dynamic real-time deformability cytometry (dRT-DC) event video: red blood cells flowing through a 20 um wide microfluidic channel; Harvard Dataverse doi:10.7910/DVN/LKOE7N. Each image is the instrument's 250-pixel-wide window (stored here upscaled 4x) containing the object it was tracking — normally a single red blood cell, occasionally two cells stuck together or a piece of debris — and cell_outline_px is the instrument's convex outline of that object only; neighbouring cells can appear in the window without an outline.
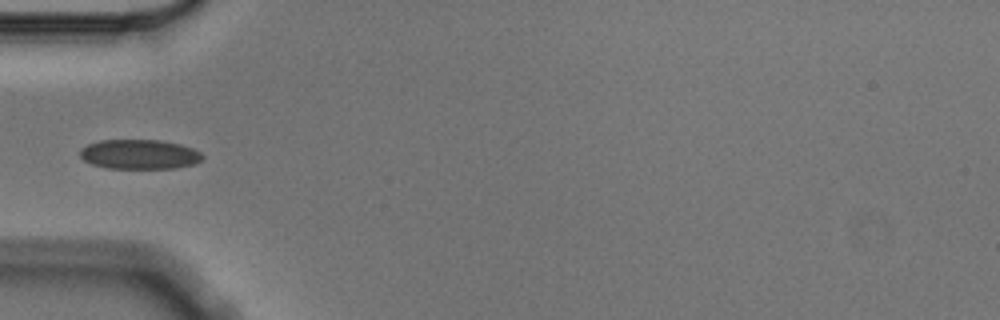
{"species": "Egyptian fruit bat (a non-hibernating species)", "species_latin": "Rousettus aegyptiacus", "temperature_condition": "cold", "stored_images_in_passage": 8, "camera_frame_rate_fps": 3000, "um_per_image_px": 0.085, "animal": {"sex": "male"}, "frame": {"image": 1, "passage_image": 4, "time_ms": 1.0, "image_size_px": [1000, 320], "cell_outline_px": [[204, 156], [196, 164], [176, 168], [108, 168], [92, 164], [84, 160], [80, 156], [80, 148], [88, 144], [100, 140], [160, 140], [180, 144], [192, 148], [200, 152]], "centroid_in_image_um": [11.86, 13.11], "position_along_channel_um": 73.1, "area_um2": 21.15}}
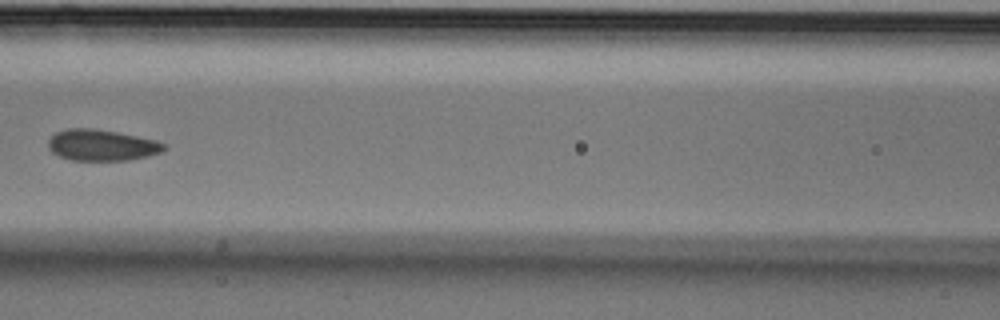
{"frame": {"image": 2, "passage_image": 6, "time_ms": 1.667, "image_size_px": [1000, 320], "cell_outline_px": [[168, 148], [160, 152], [148, 156], [128, 160], [72, 160], [60, 156], [52, 152], [48, 148], [48, 140], [56, 132], [68, 128], [96, 128], [156, 140], [168, 144]], "centroid_in_image_um": [8.66, 12.33], "position_along_channel_um": 157.9, "area_um2": 21.1}}
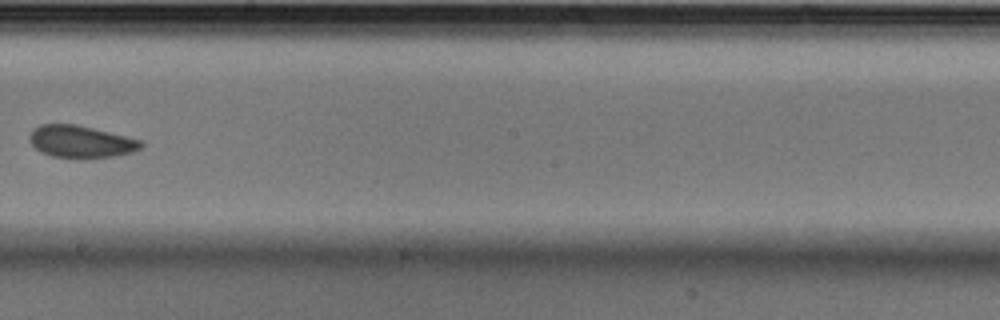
{"frame": {"image": 3, "passage_image": 8, "time_ms": 2.333, "image_size_px": [1000, 320], "cell_outline_px": [[144, 144], [140, 148], [132, 152], [116, 156], [84, 160], [52, 156], [40, 152], [28, 140], [28, 136], [32, 128], [40, 124], [76, 124], [140, 140]], "centroid_in_image_um": [6.82, 12.06], "position_along_channel_um": 241.4, "area_um2": 21.27}}